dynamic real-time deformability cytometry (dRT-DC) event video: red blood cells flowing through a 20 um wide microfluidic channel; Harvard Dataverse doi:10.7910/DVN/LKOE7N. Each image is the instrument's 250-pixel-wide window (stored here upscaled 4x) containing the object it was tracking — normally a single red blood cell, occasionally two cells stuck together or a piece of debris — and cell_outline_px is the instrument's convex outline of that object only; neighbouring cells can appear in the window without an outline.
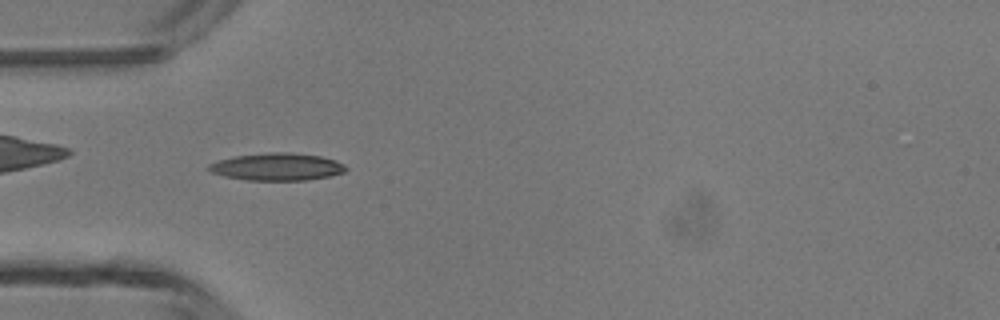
{"species": "common noctule bat (a hibernating species)", "species_latin": "Nyctalus noctula", "temperature_condition": "room temperature", "stored_images_in_passage": 46, "camera_frame_rate_fps": 3000, "um_per_image_px": 0.085, "animal": {"sex": "male", "body_mass_g": 13.3}, "frame": {"image": 1, "passage_image": 14, "time_ms": 4.333, "image_size_px": [1000, 320], "cell_outline_px": [[348, 168], [344, 172], [328, 176], [304, 180], [248, 180], [224, 176], [212, 172], [208, 168], [208, 164], [232, 156], [272, 152], [292, 152], [320, 156], [336, 160], [344, 164]], "centroid_in_image_um": [23.56, 14.17], "position_along_channel_um": 61.4, "area_um2": 21.79}}
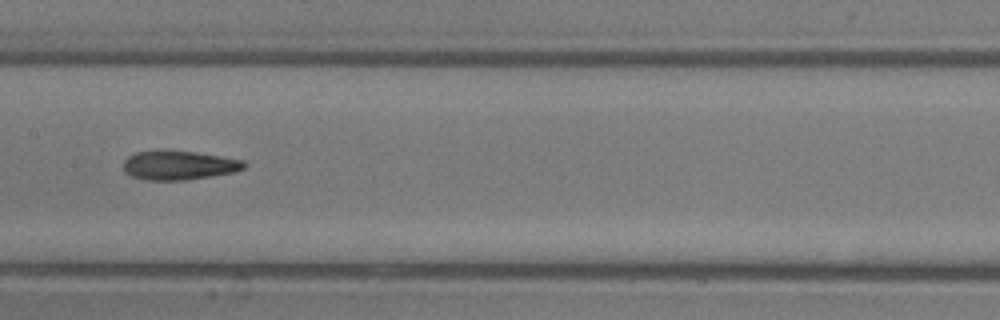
{"frame": {"image": 2, "passage_image": 23, "time_ms": 7.333, "image_size_px": [1000, 320], "cell_outline_px": [[248, 164], [244, 168], [232, 172], [184, 180], [148, 180], [132, 176], [124, 168], [124, 160], [128, 156], [136, 152], [160, 148], [164, 148], [196, 152], [244, 160]], "centroid_in_image_um": [15.19, 14.0], "position_along_channel_um": 192.2, "area_um2": 20.69}}
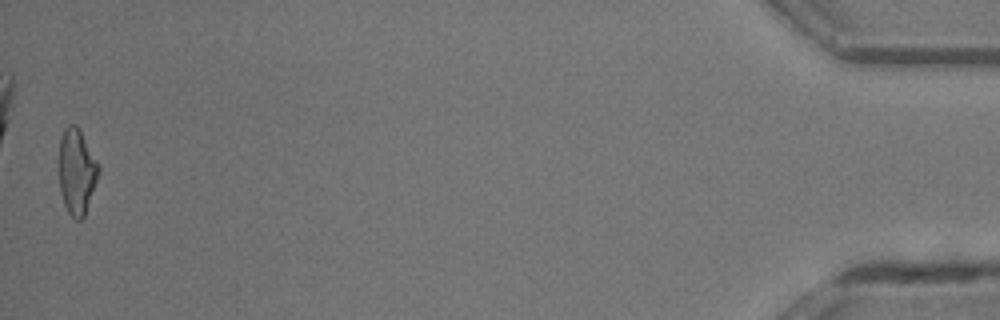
{"frame": {"image": 3, "passage_image": 46, "time_ms": 15.0, "image_size_px": [1000, 320], "cell_outline_px": [[100, 168], [84, 216], [80, 220], [76, 220], [68, 212], [64, 204], [60, 192], [60, 140], [64, 128], [68, 124], [76, 124], [80, 128]], "centroid_in_image_um": [6.51, 14.54], "position_along_channel_um": 428.7, "area_um2": 19.36}, "authors_computed_cell_mechanics": {"area_um2": 19.941, "velocity_mm_per_s": 4.3938, "shape_relaxation_time_tau1_ms": 4.3355, "shape_relaxation_time_tau2_ms": 2.2213, "deformation_change_tau1": 0.177, "deformation_change_tau2": 0.116}}